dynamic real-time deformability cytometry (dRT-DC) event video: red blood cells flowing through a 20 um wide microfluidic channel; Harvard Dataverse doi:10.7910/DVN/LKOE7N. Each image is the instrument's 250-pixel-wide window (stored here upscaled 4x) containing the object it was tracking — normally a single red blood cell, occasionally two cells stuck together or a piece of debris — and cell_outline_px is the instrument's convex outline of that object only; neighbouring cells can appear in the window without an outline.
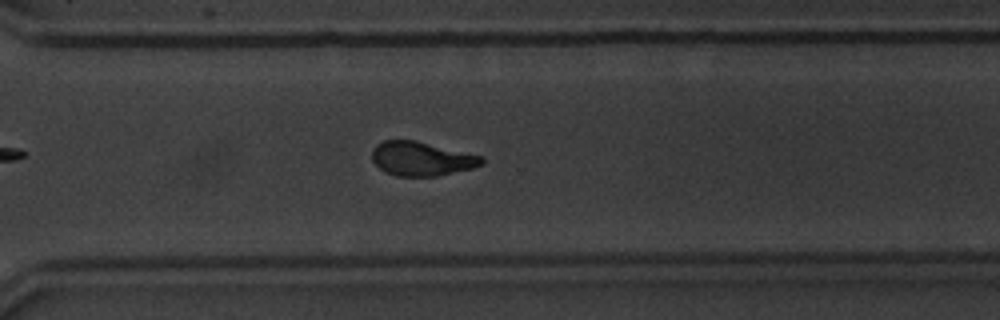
{"species": "common noctule bat (a hibernating species)", "species_latin": "Nyctalus noctula", "temperature_condition": "warm", "stored_images_in_passage": 36, "camera_frame_rate_fps": 3000, "um_per_image_px": 0.085, "animal": {"sex": "male", "body_mass_g": 20.1, "forearm_length_mm": 53.5}, "frame": {"image": 1, "passage_image": 31, "time_ms": 10.0, "image_size_px": [1000, 320], "cell_outline_px": [[484, 164], [472, 168], [436, 176], [396, 176], [380, 168], [372, 160], [372, 148], [376, 144], [384, 140], [416, 140], [484, 156]], "centroid_in_image_um": [35.85, 13.48], "position_along_channel_um": 334.8, "area_um2": 21.85}}